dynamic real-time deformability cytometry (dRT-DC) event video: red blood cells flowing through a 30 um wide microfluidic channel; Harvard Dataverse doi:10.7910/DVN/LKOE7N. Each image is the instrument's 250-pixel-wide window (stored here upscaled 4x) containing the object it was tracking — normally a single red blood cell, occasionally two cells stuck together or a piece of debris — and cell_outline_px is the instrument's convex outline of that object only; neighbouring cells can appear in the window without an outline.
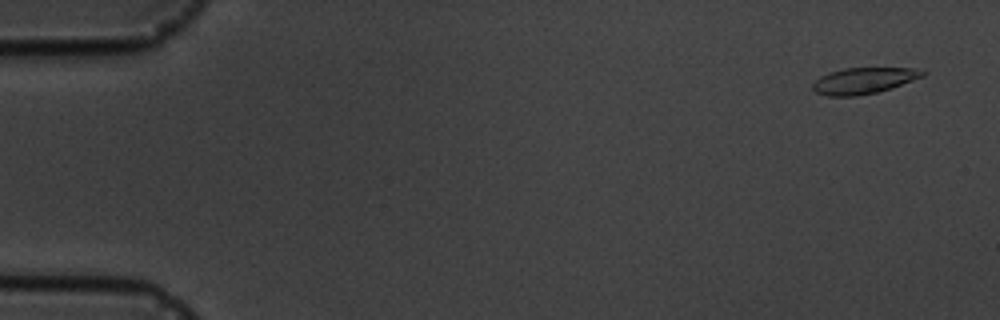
{"species": "common noctule bat (a hibernating species)", "species_latin": "Nyctalus noctula", "temperature_condition": "cold", "stored_images_in_passage": 6, "camera_frame_rate_fps": 3000, "um_per_image_px": 0.085, "animal": {"sex": "male", "body_mass_g": 19.5, "forearm_length_mm": 54.6}, "frame": {"image": 1, "passage_image": 1, "time_ms": 0.0, "image_size_px": [1000, 320], "cell_outline_px": [[928, 72], [924, 76], [892, 88], [876, 92], [856, 96], [828, 96], [816, 92], [812, 88], [812, 84], [820, 76], [828, 72], [844, 68], [912, 68]], "centroid_in_image_um": [73.4, 6.85], "position_along_channel_um": 11.6, "area_um2": 16.76}}
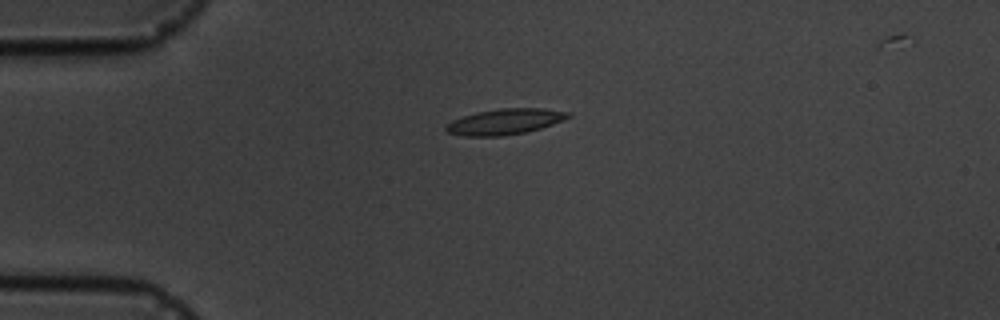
{"frame": {"image": 2, "passage_image": 4, "time_ms": 3.667, "image_size_px": [1000, 320], "cell_outline_px": [[572, 116], [564, 120], [540, 128], [524, 132], [500, 136], [464, 136], [448, 132], [444, 128], [452, 120], [476, 112], [500, 108], [544, 108], [572, 112]], "centroid_in_image_um": [42.96, 10.32], "position_along_channel_um": 42.0, "area_um2": 18.26}}